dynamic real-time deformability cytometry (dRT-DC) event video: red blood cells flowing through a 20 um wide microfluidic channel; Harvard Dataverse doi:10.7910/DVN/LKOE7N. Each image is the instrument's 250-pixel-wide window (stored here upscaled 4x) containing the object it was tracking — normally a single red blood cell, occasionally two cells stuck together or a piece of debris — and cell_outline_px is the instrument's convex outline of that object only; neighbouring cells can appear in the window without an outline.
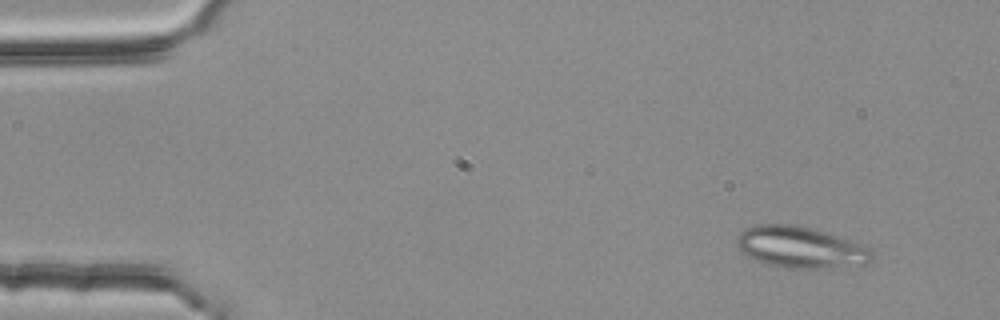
{"species": "common noctule bat (a hibernating species)", "species_latin": "Nyctalus noctula", "temperature_condition": "room temperature", "stored_images_in_passage": 3, "camera_frame_rate_fps": 3000, "um_per_image_px": 0.085, "animal": {"sex": "female", "body_mass_g": 25.1}, "frame": {"image": 1, "passage_image": 1, "time_ms": 0.0, "image_size_px": [1000, 320], "cell_outline_px": [[872, 256], [864, 264], [824, 268], [788, 268], [768, 264], [756, 260], [740, 252], [736, 248], [736, 236], [744, 228], [756, 224], [792, 224], [824, 232], [852, 240], [868, 248], [872, 252]], "centroid_in_image_um": [67.95, 21.01], "position_along_channel_um": 17.0, "area_um2": 32.43}}